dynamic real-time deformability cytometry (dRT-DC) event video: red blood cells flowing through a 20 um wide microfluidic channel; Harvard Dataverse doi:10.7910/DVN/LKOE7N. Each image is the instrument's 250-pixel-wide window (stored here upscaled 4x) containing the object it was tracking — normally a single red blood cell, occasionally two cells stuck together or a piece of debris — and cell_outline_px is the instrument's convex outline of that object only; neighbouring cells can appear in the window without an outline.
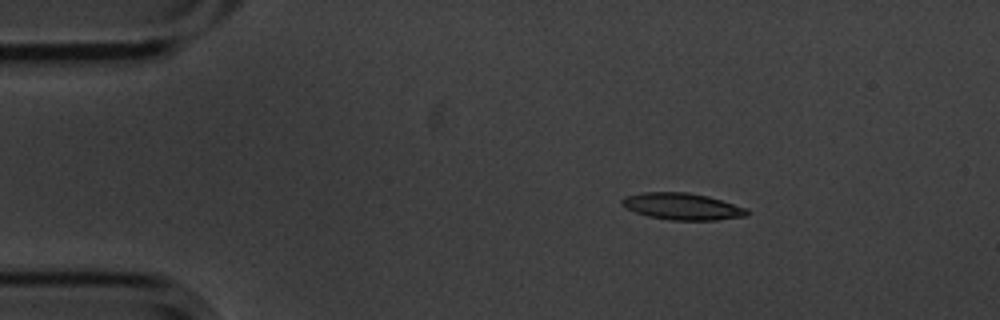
{"species": "common noctule bat (a hibernating species)", "species_latin": "Nyctalus noctula", "temperature_condition": "cold", "stored_images_in_passage": 3, "camera_frame_rate_fps": 3000, "um_per_image_px": 0.085, "animal": {"sex": "male", "body_mass_g": 20.1, "forearm_length_mm": 53.5}, "frame": {"image": 1, "passage_image": 1, "time_ms": 0.0, "image_size_px": [1000, 320], "cell_outline_px": [[748, 216], [716, 220], [668, 220], [648, 216], [624, 208], [620, 204], [620, 200], [624, 196], [644, 192], [688, 192], [708, 196], [748, 208]], "centroid_in_image_um": [57.97, 17.54], "position_along_channel_um": 27.0, "area_um2": 19.71}}